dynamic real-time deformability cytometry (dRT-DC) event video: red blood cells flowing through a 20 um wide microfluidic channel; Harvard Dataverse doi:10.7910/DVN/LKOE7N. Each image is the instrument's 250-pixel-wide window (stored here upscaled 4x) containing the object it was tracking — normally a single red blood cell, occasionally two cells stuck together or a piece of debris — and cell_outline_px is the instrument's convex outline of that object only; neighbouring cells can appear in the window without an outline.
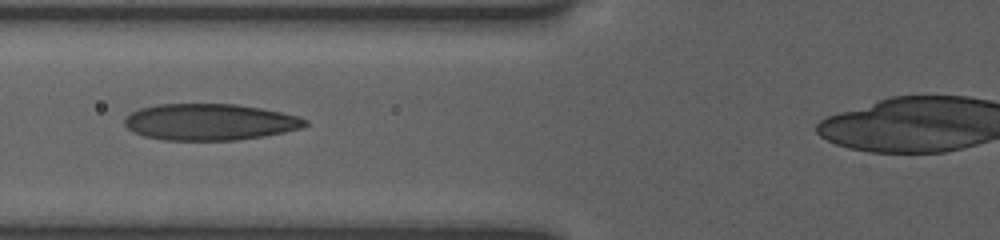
{"species": "human", "species_latin": "Homo sapiens", "temperature_condition": "room temperature", "stored_images_in_passage": 15, "camera_frame_rate_fps": 3000, "um_per_image_px": 0.085, "donor": {"sex": "female"}, "frame": {"image": 1, "passage_image": 3, "time_ms": 2.0, "image_size_px": [1000, 240], "cell_outline_px": [[308, 124], [300, 128], [284, 132], [264, 136], [236, 140], [164, 140], [144, 136], [128, 128], [124, 124], [124, 116], [140, 108], [156, 104], [236, 104], [260, 108], [300, 116], [308, 120]], "centroid_in_image_um": [17.83, 10.36], "position_along_channel_um": 108.0, "area_um2": 38.38}}
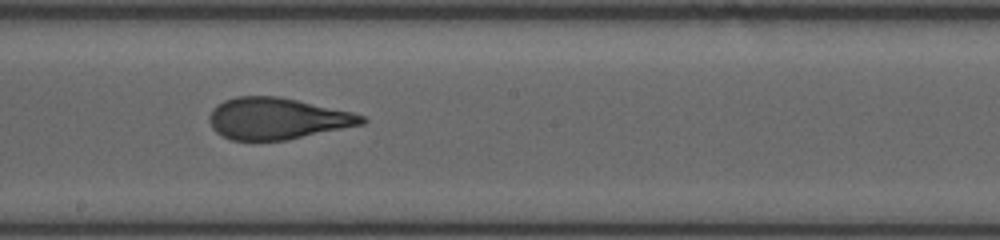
{"frame": {"image": 2, "passage_image": 6, "time_ms": 5.0, "image_size_px": [1000, 240], "cell_outline_px": [[368, 120], [364, 124], [284, 140], [232, 140], [220, 136], [212, 128], [208, 120], [208, 116], [212, 108], [216, 104], [224, 100], [236, 96], [280, 96], [352, 112], [364, 116]], "centroid_in_image_um": [23.51, 10.07], "position_along_channel_um": 224.7, "area_um2": 36.99}}
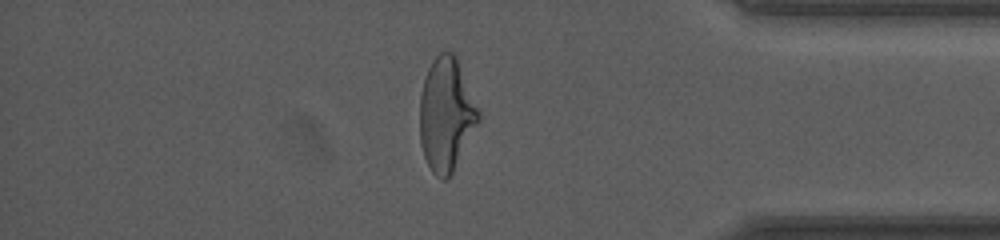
{"frame": {"image": 3, "passage_image": 12, "time_ms": 10.0, "image_size_px": [1000, 240], "cell_outline_px": [[480, 120], [452, 172], [444, 180], [436, 176], [432, 172], [424, 156], [420, 140], [420, 92], [428, 68], [432, 60], [440, 52], [452, 52], [456, 56], [480, 112]], "centroid_in_image_um": [37.92, 9.71], "position_along_channel_um": 397.3, "area_um2": 38.44}, "authors_computed_cell_mechanics": {"area_um2": 38.3792, "velocity_mm_per_s": 3.8747, "shape_relaxation_time_tau1_ms": 4.9971, "shape_relaxation_time_tau2_ms": 0.6394, "deformation_change_tau1": 0.1899, "deformation_change_tau2": 0.0697}}